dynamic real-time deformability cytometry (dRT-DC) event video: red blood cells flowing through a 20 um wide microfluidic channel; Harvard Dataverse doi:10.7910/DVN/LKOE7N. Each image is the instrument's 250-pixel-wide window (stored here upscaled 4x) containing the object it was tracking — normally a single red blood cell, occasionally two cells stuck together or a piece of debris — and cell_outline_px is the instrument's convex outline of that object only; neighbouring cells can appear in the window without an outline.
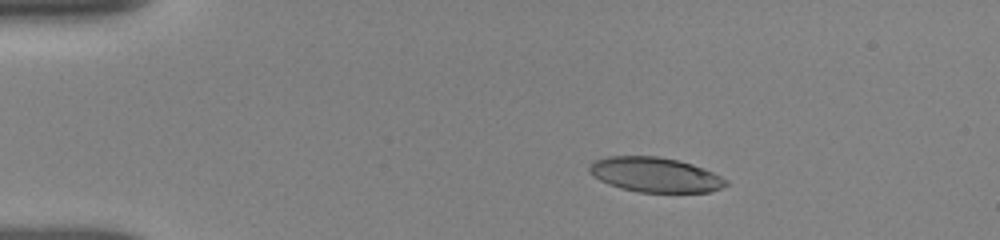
{"species": "human", "species_latin": "Homo sapiens", "temperature_condition": "room temperature", "stored_images_in_passage": 17, "camera_frame_rate_fps": 3000, "um_per_image_px": 0.085, "donor": {"sex": "female"}, "frame": {"image": 1, "passage_image": 4, "time_ms": 3.0, "image_size_px": [1000, 240], "cell_outline_px": [[728, 184], [720, 188], [708, 192], [640, 192], [620, 188], [608, 184], [600, 180], [588, 172], [588, 168], [596, 160], [608, 156], [656, 156], [676, 160], [692, 164], [704, 168], [728, 180]], "centroid_in_image_um": [55.68, 14.85], "position_along_channel_um": 29.3, "area_um2": 27.51}}
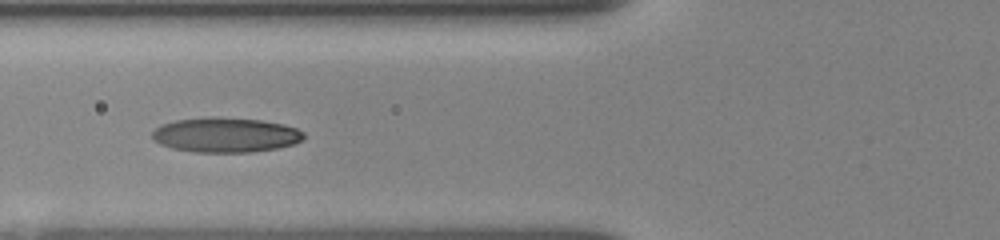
{"frame": {"image": 2, "passage_image": 10, "time_ms": 6.667, "image_size_px": [1000, 240], "cell_outline_px": [[304, 140], [292, 144], [276, 148], [252, 152], [196, 152], [172, 148], [160, 144], [152, 140], [152, 132], [160, 124], [176, 120], [212, 116], [260, 120], [284, 124], [296, 128], [304, 132]], "centroid_in_image_um": [19.16, 11.46], "position_along_channel_um": 106.6, "area_um2": 30.87}}
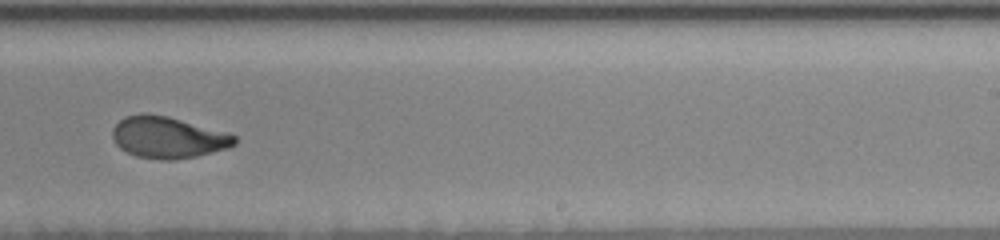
{"frame": {"image": 3, "passage_image": 15, "time_ms": 11.0, "image_size_px": [1000, 240], "cell_outline_px": [[236, 144], [228, 148], [196, 156], [172, 160], [160, 160], [136, 156], [120, 148], [116, 144], [112, 136], [112, 128], [124, 116], [144, 112], [168, 116], [228, 132], [236, 136]], "centroid_in_image_um": [14.27, 11.67], "position_along_channel_um": 274.7, "area_um2": 29.77}}